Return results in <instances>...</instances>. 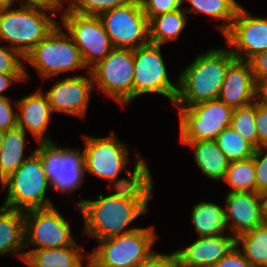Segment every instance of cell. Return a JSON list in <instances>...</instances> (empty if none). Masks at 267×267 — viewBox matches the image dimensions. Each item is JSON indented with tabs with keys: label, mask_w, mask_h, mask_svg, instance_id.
Segmentation results:
<instances>
[{
	"label": "cell",
	"mask_w": 267,
	"mask_h": 267,
	"mask_svg": "<svg viewBox=\"0 0 267 267\" xmlns=\"http://www.w3.org/2000/svg\"><path fill=\"white\" fill-rule=\"evenodd\" d=\"M236 60L230 49H210L199 54L179 74L173 104L187 108L218 99L228 67Z\"/></svg>",
	"instance_id": "1"
},
{
	"label": "cell",
	"mask_w": 267,
	"mask_h": 267,
	"mask_svg": "<svg viewBox=\"0 0 267 267\" xmlns=\"http://www.w3.org/2000/svg\"><path fill=\"white\" fill-rule=\"evenodd\" d=\"M74 204L83 216L82 233L95 238L96 241L139 229L127 227L147 212L138 202H130L109 194L106 197L100 194L98 200L83 199Z\"/></svg>",
	"instance_id": "2"
},
{
	"label": "cell",
	"mask_w": 267,
	"mask_h": 267,
	"mask_svg": "<svg viewBox=\"0 0 267 267\" xmlns=\"http://www.w3.org/2000/svg\"><path fill=\"white\" fill-rule=\"evenodd\" d=\"M0 9V40L25 55L58 24V10L39 4L21 3L17 9ZM50 11L46 14V12Z\"/></svg>",
	"instance_id": "3"
},
{
	"label": "cell",
	"mask_w": 267,
	"mask_h": 267,
	"mask_svg": "<svg viewBox=\"0 0 267 267\" xmlns=\"http://www.w3.org/2000/svg\"><path fill=\"white\" fill-rule=\"evenodd\" d=\"M2 190H7L3 206L26 212L54 206L46 198L50 186L40 155L34 151L1 183Z\"/></svg>",
	"instance_id": "4"
},
{
	"label": "cell",
	"mask_w": 267,
	"mask_h": 267,
	"mask_svg": "<svg viewBox=\"0 0 267 267\" xmlns=\"http://www.w3.org/2000/svg\"><path fill=\"white\" fill-rule=\"evenodd\" d=\"M153 226L99 240L89 253L92 267H138L152 253L157 234Z\"/></svg>",
	"instance_id": "5"
},
{
	"label": "cell",
	"mask_w": 267,
	"mask_h": 267,
	"mask_svg": "<svg viewBox=\"0 0 267 267\" xmlns=\"http://www.w3.org/2000/svg\"><path fill=\"white\" fill-rule=\"evenodd\" d=\"M60 22L24 57L43 80L67 71L87 68L79 48L70 34L60 27Z\"/></svg>",
	"instance_id": "6"
},
{
	"label": "cell",
	"mask_w": 267,
	"mask_h": 267,
	"mask_svg": "<svg viewBox=\"0 0 267 267\" xmlns=\"http://www.w3.org/2000/svg\"><path fill=\"white\" fill-rule=\"evenodd\" d=\"M38 144L35 151L42 159L50 187L66 195L80 188L86 174L84 152L78 148H60L54 141Z\"/></svg>",
	"instance_id": "7"
},
{
	"label": "cell",
	"mask_w": 267,
	"mask_h": 267,
	"mask_svg": "<svg viewBox=\"0 0 267 267\" xmlns=\"http://www.w3.org/2000/svg\"><path fill=\"white\" fill-rule=\"evenodd\" d=\"M94 88L120 104L133 100L134 57L133 49L114 48L90 70Z\"/></svg>",
	"instance_id": "8"
},
{
	"label": "cell",
	"mask_w": 267,
	"mask_h": 267,
	"mask_svg": "<svg viewBox=\"0 0 267 267\" xmlns=\"http://www.w3.org/2000/svg\"><path fill=\"white\" fill-rule=\"evenodd\" d=\"M133 100L141 95L157 93L174 103L178 82L172 84L161 54V45L148 43L133 49Z\"/></svg>",
	"instance_id": "9"
},
{
	"label": "cell",
	"mask_w": 267,
	"mask_h": 267,
	"mask_svg": "<svg viewBox=\"0 0 267 267\" xmlns=\"http://www.w3.org/2000/svg\"><path fill=\"white\" fill-rule=\"evenodd\" d=\"M233 108L219 99L179 108L180 141L215 140L231 124Z\"/></svg>",
	"instance_id": "10"
},
{
	"label": "cell",
	"mask_w": 267,
	"mask_h": 267,
	"mask_svg": "<svg viewBox=\"0 0 267 267\" xmlns=\"http://www.w3.org/2000/svg\"><path fill=\"white\" fill-rule=\"evenodd\" d=\"M62 24L79 48L87 72L113 49L99 16L82 15L69 8L60 11Z\"/></svg>",
	"instance_id": "11"
},
{
	"label": "cell",
	"mask_w": 267,
	"mask_h": 267,
	"mask_svg": "<svg viewBox=\"0 0 267 267\" xmlns=\"http://www.w3.org/2000/svg\"><path fill=\"white\" fill-rule=\"evenodd\" d=\"M114 48L135 49L149 43V21L140 0L99 15Z\"/></svg>",
	"instance_id": "12"
},
{
	"label": "cell",
	"mask_w": 267,
	"mask_h": 267,
	"mask_svg": "<svg viewBox=\"0 0 267 267\" xmlns=\"http://www.w3.org/2000/svg\"><path fill=\"white\" fill-rule=\"evenodd\" d=\"M25 249H49L72 245L70 223L63 218L56 207L33 209L24 212Z\"/></svg>",
	"instance_id": "13"
},
{
	"label": "cell",
	"mask_w": 267,
	"mask_h": 267,
	"mask_svg": "<svg viewBox=\"0 0 267 267\" xmlns=\"http://www.w3.org/2000/svg\"><path fill=\"white\" fill-rule=\"evenodd\" d=\"M85 172L108 181L118 178L129 162L126 146L114 132L106 137L83 135Z\"/></svg>",
	"instance_id": "14"
},
{
	"label": "cell",
	"mask_w": 267,
	"mask_h": 267,
	"mask_svg": "<svg viewBox=\"0 0 267 267\" xmlns=\"http://www.w3.org/2000/svg\"><path fill=\"white\" fill-rule=\"evenodd\" d=\"M224 38L237 60L248 61L267 50V17L252 16L241 6Z\"/></svg>",
	"instance_id": "15"
},
{
	"label": "cell",
	"mask_w": 267,
	"mask_h": 267,
	"mask_svg": "<svg viewBox=\"0 0 267 267\" xmlns=\"http://www.w3.org/2000/svg\"><path fill=\"white\" fill-rule=\"evenodd\" d=\"M88 73L89 76L78 75L57 80L45 93L53 112H62L84 119L94 88L90 71Z\"/></svg>",
	"instance_id": "16"
},
{
	"label": "cell",
	"mask_w": 267,
	"mask_h": 267,
	"mask_svg": "<svg viewBox=\"0 0 267 267\" xmlns=\"http://www.w3.org/2000/svg\"><path fill=\"white\" fill-rule=\"evenodd\" d=\"M224 204L228 228L235 238L264 223L262 194L228 192Z\"/></svg>",
	"instance_id": "17"
},
{
	"label": "cell",
	"mask_w": 267,
	"mask_h": 267,
	"mask_svg": "<svg viewBox=\"0 0 267 267\" xmlns=\"http://www.w3.org/2000/svg\"><path fill=\"white\" fill-rule=\"evenodd\" d=\"M13 104L18 109L17 127L25 133L29 131L36 142H52L47 131L53 111L41 88L16 100Z\"/></svg>",
	"instance_id": "18"
},
{
	"label": "cell",
	"mask_w": 267,
	"mask_h": 267,
	"mask_svg": "<svg viewBox=\"0 0 267 267\" xmlns=\"http://www.w3.org/2000/svg\"><path fill=\"white\" fill-rule=\"evenodd\" d=\"M236 238L232 234L199 237L186 248L177 250L180 267H214L232 248Z\"/></svg>",
	"instance_id": "19"
},
{
	"label": "cell",
	"mask_w": 267,
	"mask_h": 267,
	"mask_svg": "<svg viewBox=\"0 0 267 267\" xmlns=\"http://www.w3.org/2000/svg\"><path fill=\"white\" fill-rule=\"evenodd\" d=\"M257 83L248 61L235 60L227 69L218 99L234 108L256 101Z\"/></svg>",
	"instance_id": "20"
},
{
	"label": "cell",
	"mask_w": 267,
	"mask_h": 267,
	"mask_svg": "<svg viewBox=\"0 0 267 267\" xmlns=\"http://www.w3.org/2000/svg\"><path fill=\"white\" fill-rule=\"evenodd\" d=\"M136 162L133 171L129 172L128 178L112 180L115 193L110 194L130 202H138L146 211L148 202L151 200L154 187L153 178L148 168L147 161L136 153Z\"/></svg>",
	"instance_id": "21"
},
{
	"label": "cell",
	"mask_w": 267,
	"mask_h": 267,
	"mask_svg": "<svg viewBox=\"0 0 267 267\" xmlns=\"http://www.w3.org/2000/svg\"><path fill=\"white\" fill-rule=\"evenodd\" d=\"M82 245L76 241L69 246L49 248V249H30L25 251L24 266L30 267H82V258L89 259L81 254Z\"/></svg>",
	"instance_id": "22"
},
{
	"label": "cell",
	"mask_w": 267,
	"mask_h": 267,
	"mask_svg": "<svg viewBox=\"0 0 267 267\" xmlns=\"http://www.w3.org/2000/svg\"><path fill=\"white\" fill-rule=\"evenodd\" d=\"M24 212L0 207V255L17 254L25 258Z\"/></svg>",
	"instance_id": "23"
},
{
	"label": "cell",
	"mask_w": 267,
	"mask_h": 267,
	"mask_svg": "<svg viewBox=\"0 0 267 267\" xmlns=\"http://www.w3.org/2000/svg\"><path fill=\"white\" fill-rule=\"evenodd\" d=\"M180 142L194 149L195 162L204 175L214 181L223 180L230 160L221 151L215 140Z\"/></svg>",
	"instance_id": "24"
},
{
	"label": "cell",
	"mask_w": 267,
	"mask_h": 267,
	"mask_svg": "<svg viewBox=\"0 0 267 267\" xmlns=\"http://www.w3.org/2000/svg\"><path fill=\"white\" fill-rule=\"evenodd\" d=\"M191 221L199 237L224 234L228 228L225 207L213 202H199L191 210Z\"/></svg>",
	"instance_id": "25"
},
{
	"label": "cell",
	"mask_w": 267,
	"mask_h": 267,
	"mask_svg": "<svg viewBox=\"0 0 267 267\" xmlns=\"http://www.w3.org/2000/svg\"><path fill=\"white\" fill-rule=\"evenodd\" d=\"M26 141V133L19 127L5 131L0 149V183L27 159L24 157Z\"/></svg>",
	"instance_id": "26"
},
{
	"label": "cell",
	"mask_w": 267,
	"mask_h": 267,
	"mask_svg": "<svg viewBox=\"0 0 267 267\" xmlns=\"http://www.w3.org/2000/svg\"><path fill=\"white\" fill-rule=\"evenodd\" d=\"M184 13L186 12L182 8L153 17L149 21V42L162 46L178 40L187 25V16Z\"/></svg>",
	"instance_id": "27"
},
{
	"label": "cell",
	"mask_w": 267,
	"mask_h": 267,
	"mask_svg": "<svg viewBox=\"0 0 267 267\" xmlns=\"http://www.w3.org/2000/svg\"><path fill=\"white\" fill-rule=\"evenodd\" d=\"M191 4L190 8H183L186 13H203L216 20H225V24L217 25L224 35L232 25L241 5L236 0H183ZM227 21V22H226Z\"/></svg>",
	"instance_id": "28"
},
{
	"label": "cell",
	"mask_w": 267,
	"mask_h": 267,
	"mask_svg": "<svg viewBox=\"0 0 267 267\" xmlns=\"http://www.w3.org/2000/svg\"><path fill=\"white\" fill-rule=\"evenodd\" d=\"M241 252L253 267H267V224L263 223L236 238Z\"/></svg>",
	"instance_id": "29"
},
{
	"label": "cell",
	"mask_w": 267,
	"mask_h": 267,
	"mask_svg": "<svg viewBox=\"0 0 267 267\" xmlns=\"http://www.w3.org/2000/svg\"><path fill=\"white\" fill-rule=\"evenodd\" d=\"M231 190L228 192H256V172L253 157L231 161L223 178Z\"/></svg>",
	"instance_id": "30"
},
{
	"label": "cell",
	"mask_w": 267,
	"mask_h": 267,
	"mask_svg": "<svg viewBox=\"0 0 267 267\" xmlns=\"http://www.w3.org/2000/svg\"><path fill=\"white\" fill-rule=\"evenodd\" d=\"M215 141L230 162L249 159L253 157L256 149L230 126L225 128Z\"/></svg>",
	"instance_id": "31"
},
{
	"label": "cell",
	"mask_w": 267,
	"mask_h": 267,
	"mask_svg": "<svg viewBox=\"0 0 267 267\" xmlns=\"http://www.w3.org/2000/svg\"><path fill=\"white\" fill-rule=\"evenodd\" d=\"M256 101L233 109L230 127L246 141L258 148V135L255 124Z\"/></svg>",
	"instance_id": "32"
},
{
	"label": "cell",
	"mask_w": 267,
	"mask_h": 267,
	"mask_svg": "<svg viewBox=\"0 0 267 267\" xmlns=\"http://www.w3.org/2000/svg\"><path fill=\"white\" fill-rule=\"evenodd\" d=\"M68 8L82 15L99 16L112 8L125 6L134 0H68Z\"/></svg>",
	"instance_id": "33"
},
{
	"label": "cell",
	"mask_w": 267,
	"mask_h": 267,
	"mask_svg": "<svg viewBox=\"0 0 267 267\" xmlns=\"http://www.w3.org/2000/svg\"><path fill=\"white\" fill-rule=\"evenodd\" d=\"M24 56L17 50L0 46V73L2 74H25L29 78L24 67Z\"/></svg>",
	"instance_id": "34"
},
{
	"label": "cell",
	"mask_w": 267,
	"mask_h": 267,
	"mask_svg": "<svg viewBox=\"0 0 267 267\" xmlns=\"http://www.w3.org/2000/svg\"><path fill=\"white\" fill-rule=\"evenodd\" d=\"M148 21L153 17L183 8V0H140Z\"/></svg>",
	"instance_id": "35"
},
{
	"label": "cell",
	"mask_w": 267,
	"mask_h": 267,
	"mask_svg": "<svg viewBox=\"0 0 267 267\" xmlns=\"http://www.w3.org/2000/svg\"><path fill=\"white\" fill-rule=\"evenodd\" d=\"M253 160L256 172V193L267 194V147L256 148Z\"/></svg>",
	"instance_id": "36"
},
{
	"label": "cell",
	"mask_w": 267,
	"mask_h": 267,
	"mask_svg": "<svg viewBox=\"0 0 267 267\" xmlns=\"http://www.w3.org/2000/svg\"><path fill=\"white\" fill-rule=\"evenodd\" d=\"M9 97L0 98V129L7 131L17 127V111L13 110Z\"/></svg>",
	"instance_id": "37"
},
{
	"label": "cell",
	"mask_w": 267,
	"mask_h": 267,
	"mask_svg": "<svg viewBox=\"0 0 267 267\" xmlns=\"http://www.w3.org/2000/svg\"><path fill=\"white\" fill-rule=\"evenodd\" d=\"M138 267H180V262L176 250L171 254L153 252Z\"/></svg>",
	"instance_id": "38"
},
{
	"label": "cell",
	"mask_w": 267,
	"mask_h": 267,
	"mask_svg": "<svg viewBox=\"0 0 267 267\" xmlns=\"http://www.w3.org/2000/svg\"><path fill=\"white\" fill-rule=\"evenodd\" d=\"M255 124L258 135V148L267 147V107L260 105L257 101Z\"/></svg>",
	"instance_id": "39"
},
{
	"label": "cell",
	"mask_w": 267,
	"mask_h": 267,
	"mask_svg": "<svg viewBox=\"0 0 267 267\" xmlns=\"http://www.w3.org/2000/svg\"><path fill=\"white\" fill-rule=\"evenodd\" d=\"M214 267H253L236 245Z\"/></svg>",
	"instance_id": "40"
},
{
	"label": "cell",
	"mask_w": 267,
	"mask_h": 267,
	"mask_svg": "<svg viewBox=\"0 0 267 267\" xmlns=\"http://www.w3.org/2000/svg\"><path fill=\"white\" fill-rule=\"evenodd\" d=\"M256 83L267 79V50L257 53L248 60Z\"/></svg>",
	"instance_id": "41"
},
{
	"label": "cell",
	"mask_w": 267,
	"mask_h": 267,
	"mask_svg": "<svg viewBox=\"0 0 267 267\" xmlns=\"http://www.w3.org/2000/svg\"><path fill=\"white\" fill-rule=\"evenodd\" d=\"M25 74H2L0 73V98L7 97L4 96L3 92L8 90V88L15 83V81H25Z\"/></svg>",
	"instance_id": "42"
},
{
	"label": "cell",
	"mask_w": 267,
	"mask_h": 267,
	"mask_svg": "<svg viewBox=\"0 0 267 267\" xmlns=\"http://www.w3.org/2000/svg\"><path fill=\"white\" fill-rule=\"evenodd\" d=\"M256 98L260 105L267 107V79L257 82Z\"/></svg>",
	"instance_id": "43"
},
{
	"label": "cell",
	"mask_w": 267,
	"mask_h": 267,
	"mask_svg": "<svg viewBox=\"0 0 267 267\" xmlns=\"http://www.w3.org/2000/svg\"><path fill=\"white\" fill-rule=\"evenodd\" d=\"M64 2V0H21V3L44 5L56 9L58 12L64 7Z\"/></svg>",
	"instance_id": "44"
},
{
	"label": "cell",
	"mask_w": 267,
	"mask_h": 267,
	"mask_svg": "<svg viewBox=\"0 0 267 267\" xmlns=\"http://www.w3.org/2000/svg\"><path fill=\"white\" fill-rule=\"evenodd\" d=\"M263 221L267 224V194L263 195Z\"/></svg>",
	"instance_id": "45"
},
{
	"label": "cell",
	"mask_w": 267,
	"mask_h": 267,
	"mask_svg": "<svg viewBox=\"0 0 267 267\" xmlns=\"http://www.w3.org/2000/svg\"><path fill=\"white\" fill-rule=\"evenodd\" d=\"M18 0H0V9H5L7 7H11L12 3Z\"/></svg>",
	"instance_id": "46"
},
{
	"label": "cell",
	"mask_w": 267,
	"mask_h": 267,
	"mask_svg": "<svg viewBox=\"0 0 267 267\" xmlns=\"http://www.w3.org/2000/svg\"><path fill=\"white\" fill-rule=\"evenodd\" d=\"M4 135H5V131L0 129V149H1L2 144H3Z\"/></svg>",
	"instance_id": "47"
},
{
	"label": "cell",
	"mask_w": 267,
	"mask_h": 267,
	"mask_svg": "<svg viewBox=\"0 0 267 267\" xmlns=\"http://www.w3.org/2000/svg\"><path fill=\"white\" fill-rule=\"evenodd\" d=\"M86 262H87L86 266L83 265L82 267H92L89 259H87Z\"/></svg>",
	"instance_id": "48"
}]
</instances>
